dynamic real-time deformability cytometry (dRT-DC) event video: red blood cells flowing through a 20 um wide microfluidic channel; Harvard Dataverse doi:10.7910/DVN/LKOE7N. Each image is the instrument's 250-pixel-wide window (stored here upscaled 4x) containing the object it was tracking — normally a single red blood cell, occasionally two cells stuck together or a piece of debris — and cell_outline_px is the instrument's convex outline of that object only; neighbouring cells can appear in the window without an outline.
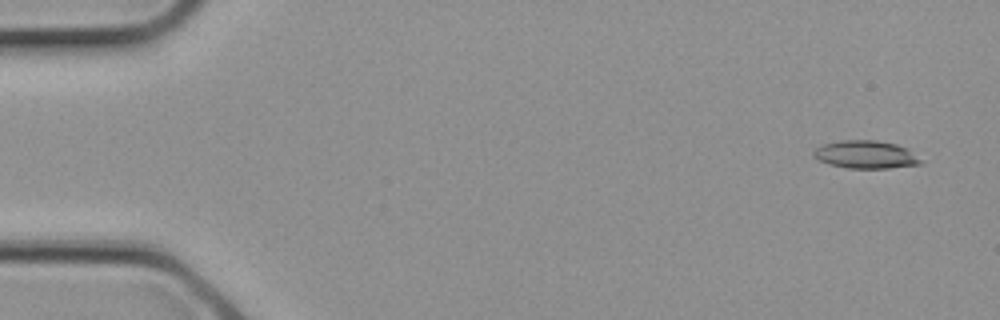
{"species": "common noctule bat (a hibernating species)", "species_latin": "Nyctalus noctula", "temperature_condition": "cold", "stored_images_in_passage": 3, "camera_frame_rate_fps": 3000, "um_per_image_px": 0.085, "animal": {"sex": "female", "body_mass_g": 21.9}, "frame": {"image": 1, "passage_image": 1, "time_ms": 0.0, "image_size_px": [1000, 320], "cell_outline_px": [[924, 160], [920, 164], [888, 168], [848, 168], [828, 164], [812, 156], [812, 152], [820, 144], [840, 140], [876, 140], [896, 144], [908, 148]], "centroid_in_image_um": [73.58, 13.13], "position_along_channel_um": 11.4, "area_um2": 17.63}}